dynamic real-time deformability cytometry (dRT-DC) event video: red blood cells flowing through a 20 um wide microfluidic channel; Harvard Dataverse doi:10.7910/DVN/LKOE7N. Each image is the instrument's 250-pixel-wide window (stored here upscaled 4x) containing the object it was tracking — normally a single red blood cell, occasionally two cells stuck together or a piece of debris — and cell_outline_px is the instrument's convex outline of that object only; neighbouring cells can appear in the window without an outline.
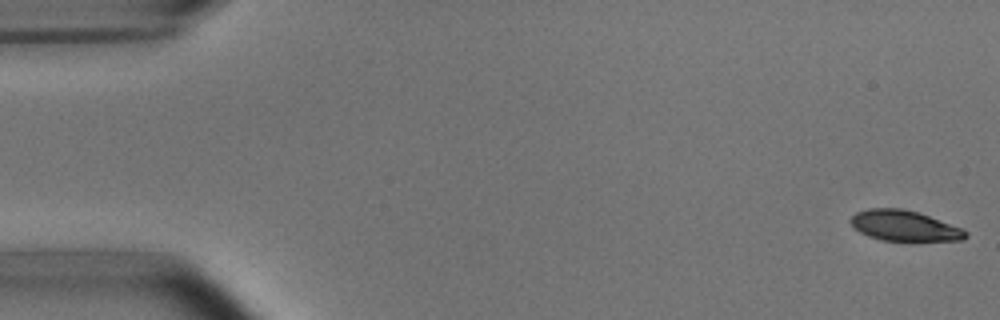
{"species": "common noctule bat (a hibernating species)", "species_latin": "Nyctalus noctula", "temperature_condition": "room temperature", "stored_images_in_passage": 52, "camera_frame_rate_fps": 3000, "um_per_image_px": 0.085, "animal": {"sex": "male", "body_mass_g": 15.6}, "frame": {"image": 1, "passage_image": 1, "time_ms": 0.0, "image_size_px": [1000, 320], "cell_outline_px": [[968, 236], [964, 240], [884, 240], [868, 236], [860, 232], [848, 220], [856, 212], [868, 208], [900, 208], [916, 212], [964, 228], [968, 232]], "centroid_in_image_um": [76.88, 19.18], "position_along_channel_um": 8.1, "area_um2": 20.23}}
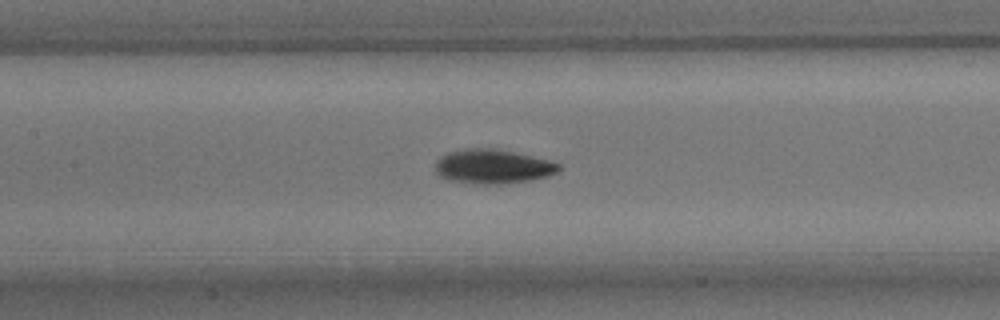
{"frame": {"image": 2, "passage_image": 24, "time_ms": 7.667, "image_size_px": [1000, 320], "cell_outline_px": [[560, 168], [556, 172], [548, 176], [532, 180], [508, 184], [472, 184], [448, 180], [440, 176], [436, 172], [436, 160], [440, 156], [448, 152], [464, 148], [496, 148], [532, 156], [548, 160], [560, 164]], "centroid_in_image_um": [41.86, 14.16], "position_along_channel_um": 165.5, "area_um2": 24.97}}
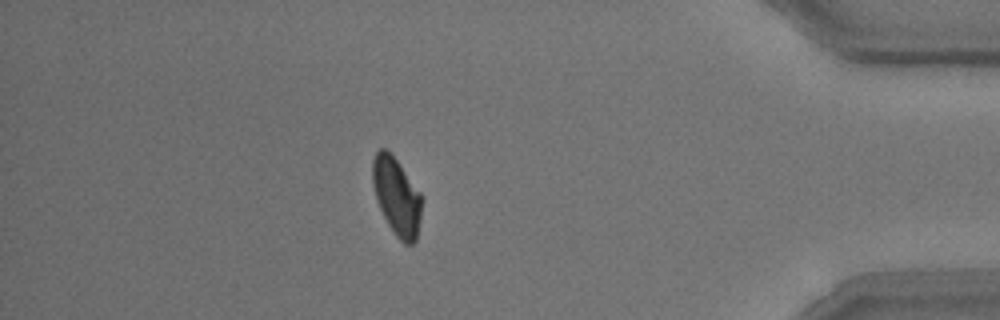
{"frame": {"image": 3, "passage_image": 46, "time_ms": 15.0, "image_size_px": [1000, 320], "cell_outline_px": [[424, 200], [416, 240], [412, 244], [404, 244], [396, 236], [388, 224], [376, 200], [372, 184], [372, 160], [376, 152], [380, 148], [384, 148], [396, 160], [420, 192]], "centroid_in_image_um": [33.72, 16.72], "position_along_channel_um": 401.5, "area_um2": 22.25}, "authors_computed_cell_mechanics": {"area_um2": 22.8599, "velocity_mm_per_s": 3.7836, "shape_relaxation_time_tau1_ms": 2.2754, "shape_relaxation_time_tau2_ms": 3.8731, "deformation_change_tau1": 0.1081, "deformation_change_tau2": 0.0738}}